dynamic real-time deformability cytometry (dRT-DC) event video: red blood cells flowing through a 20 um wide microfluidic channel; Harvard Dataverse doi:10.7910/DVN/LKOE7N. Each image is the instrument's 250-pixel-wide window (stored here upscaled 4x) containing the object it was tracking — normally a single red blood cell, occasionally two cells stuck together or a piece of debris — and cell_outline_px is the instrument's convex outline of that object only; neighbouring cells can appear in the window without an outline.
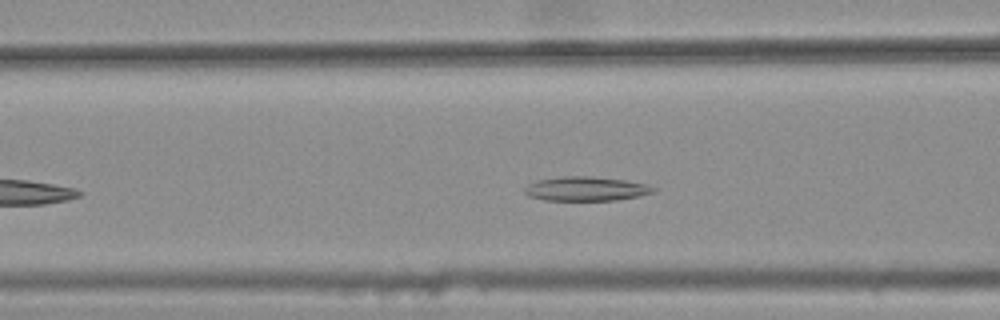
{"species": "common noctule bat (a hibernating species)", "species_latin": "Nyctalus noctula", "temperature_condition": "warm", "stored_images_in_passage": 31, "camera_frame_rate_fps": 3000, "um_per_image_px": 0.085, "animal": {"sex": "female", "body_mass_g": 25.1}, "frame": {"image": 1, "passage_image": 10, "time_ms": 3.0, "image_size_px": [1000, 320], "cell_outline_px": [[656, 192], [640, 196], [616, 200], [544, 200], [528, 196], [524, 192], [524, 188], [528, 184], [540, 180], [564, 176], [588, 176], [624, 180], [648, 184], [656, 188]], "centroid_in_image_um": [49.84, 16.05], "position_along_channel_um": 116.8, "area_um2": 18.15}}
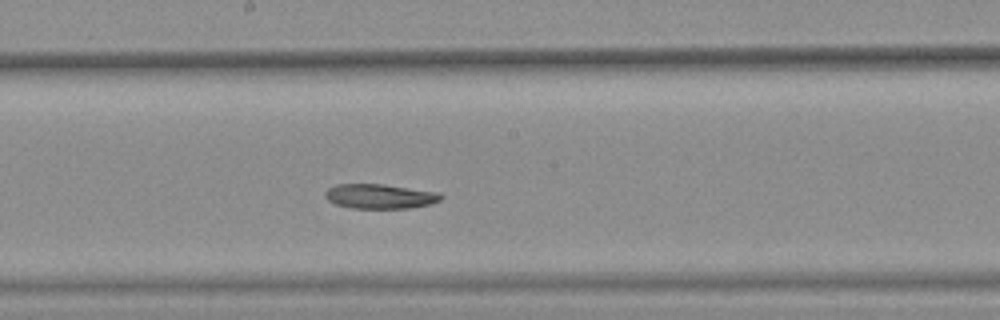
{"frame": {"image": 2, "passage_image": 18, "time_ms": 5.667, "image_size_px": [1000, 320], "cell_outline_px": [[444, 196], [440, 200], [432, 204], [408, 208], [348, 208], [336, 204], [328, 200], [324, 196], [324, 192], [328, 188], [336, 184], [384, 184], [440, 192]], "centroid_in_image_um": [32.3, 16.68], "position_along_channel_um": 215.9, "area_um2": 16.82}}
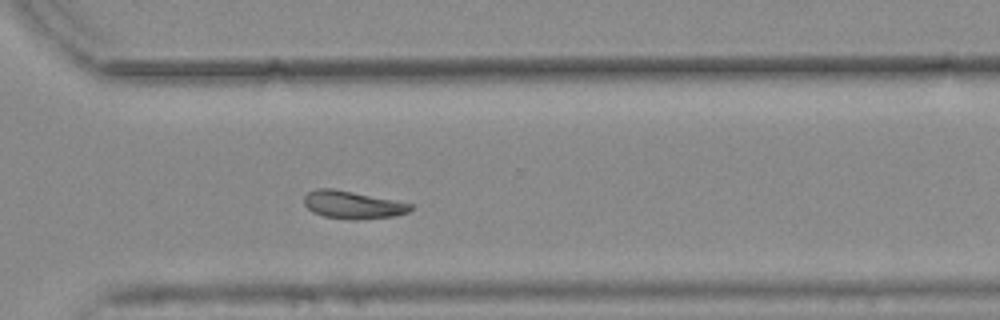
{"frame": {"image": 3, "passage_image": 28, "time_ms": 9.0, "image_size_px": [1000, 320], "cell_outline_px": [[412, 208], [408, 212], [396, 216], [356, 220], [352, 220], [324, 216], [312, 212], [304, 204], [304, 196], [308, 192], [316, 188], [332, 188], [412, 204]], "centroid_in_image_um": [29.94, 17.42], "position_along_channel_um": 340.7, "area_um2": 17.05}, "authors_computed_cell_mechanics": {"area_um2": 17.3978, "velocity_mm_per_s": 3.7295, "shape_relaxation_time_tau1_ms": null, "shape_relaxation_time_tau2_ms": 5.8624, "deformation_change_tau1": null, "deformation_change_tau2": 0.1033}}